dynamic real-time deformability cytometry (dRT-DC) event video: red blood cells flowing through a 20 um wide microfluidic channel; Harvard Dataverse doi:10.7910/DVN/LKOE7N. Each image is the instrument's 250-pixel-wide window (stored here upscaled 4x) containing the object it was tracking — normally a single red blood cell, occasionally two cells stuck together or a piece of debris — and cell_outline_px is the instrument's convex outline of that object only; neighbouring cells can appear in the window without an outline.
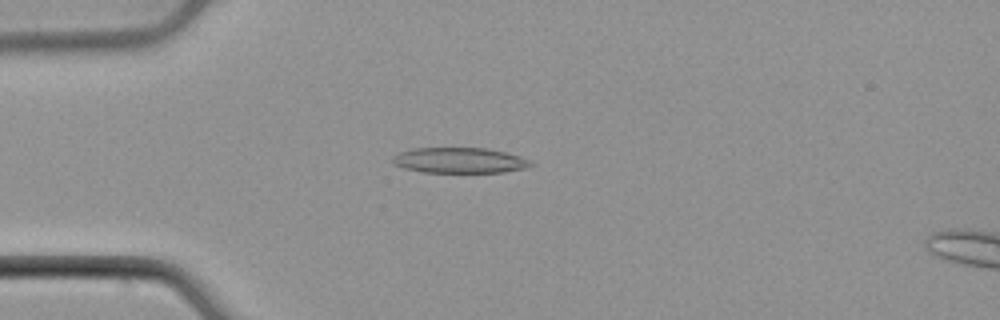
{"species": "common noctule bat (a hibernating species)", "species_latin": "Nyctalus noctula", "temperature_condition": "cold", "stored_images_in_passage": 45, "camera_frame_rate_fps": 3000, "um_per_image_px": 0.085, "animal": {"sex": "male", "body_mass_g": 21.5, "forearm_length_mm": 52.0}, "frame": {"image": 1, "passage_image": 7, "time_ms": 2.0, "image_size_px": [1000, 320], "cell_outline_px": [[536, 164], [528, 168], [504, 172], [424, 172], [404, 168], [392, 164], [392, 156], [400, 152], [412, 148], [488, 148], [520, 156]], "centroid_in_image_um": [39.07, 13.63], "position_along_channel_um": 45.9, "area_um2": 20.63}}
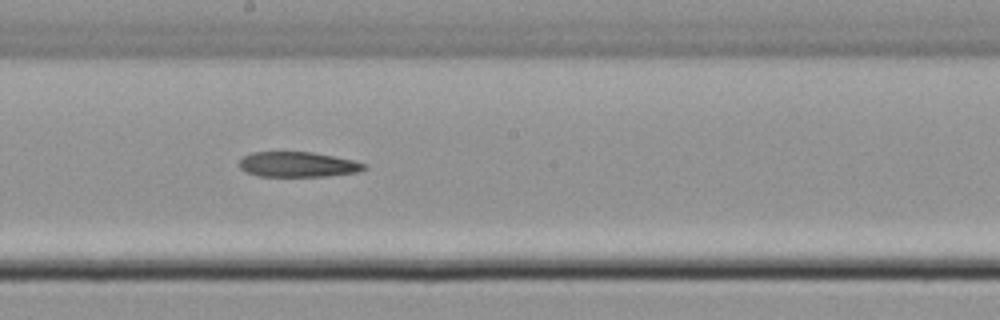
{"frame": {"image": 2, "passage_image": 22, "time_ms": 7.0, "image_size_px": [1000, 320], "cell_outline_px": [[368, 168], [356, 172], [328, 176], [260, 176], [244, 172], [240, 168], [240, 160], [244, 156], [252, 152], [312, 152], [352, 160], [368, 164]], "centroid_in_image_um": [25.32, 13.98], "position_along_channel_um": 222.9, "area_um2": 18.26}}
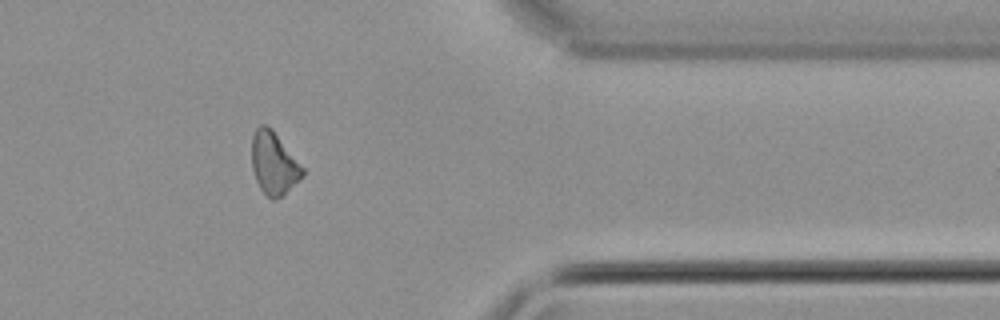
{"frame": {"image": 3, "passage_image": 36, "time_ms": 11.667, "image_size_px": [1000, 320], "cell_outline_px": [[304, 176], [300, 180], [276, 200], [272, 200], [260, 188], [256, 180], [252, 168], [252, 136], [256, 128], [260, 124], [264, 124], [272, 128], [304, 168]], "centroid_in_image_um": [23.28, 13.87], "position_along_channel_um": 388.1, "area_um2": 18.5}}